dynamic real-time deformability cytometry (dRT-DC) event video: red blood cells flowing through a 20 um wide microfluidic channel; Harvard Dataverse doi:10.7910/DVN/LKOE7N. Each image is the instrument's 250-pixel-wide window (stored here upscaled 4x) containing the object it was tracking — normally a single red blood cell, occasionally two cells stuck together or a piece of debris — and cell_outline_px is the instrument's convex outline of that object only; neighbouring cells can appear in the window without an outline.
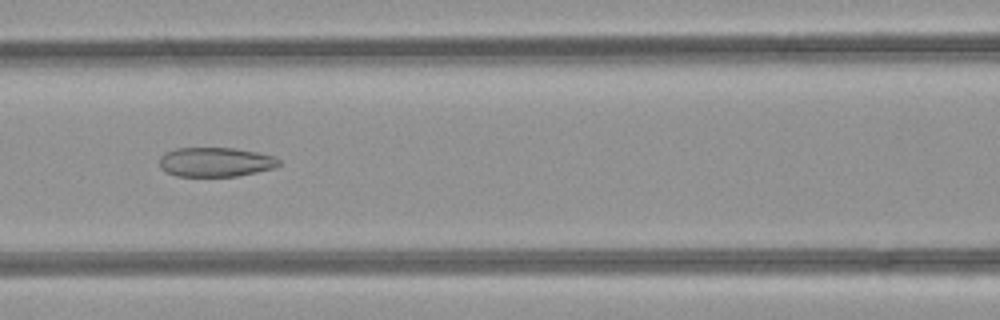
{"species": "common noctule bat (a hibernating species)", "species_latin": "Nyctalus noctula", "temperature_condition": "room temperature", "stored_images_in_passage": 48, "camera_frame_rate_fps": 3000, "um_per_image_px": 0.085, "animal": {"sex": "female", "body_mass_g": 21.9}, "frame": {"image": 1, "passage_image": 21, "time_ms": 6.667, "image_size_px": [1000, 320], "cell_outline_px": [[280, 164], [276, 168], [236, 176], [176, 176], [164, 172], [160, 168], [160, 156], [176, 148], [232, 148], [256, 152], [272, 156], [280, 160]], "centroid_in_image_um": [18.3, 13.78], "position_along_channel_um": 148.3, "area_um2": 20.4}}
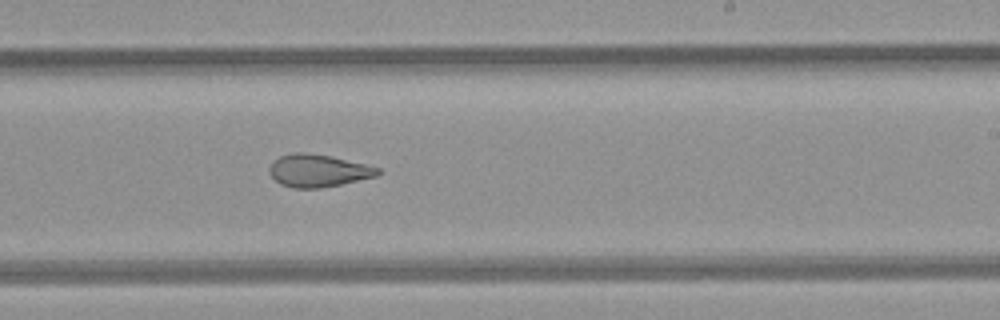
{"frame": {"image": 2, "passage_image": 29, "time_ms": 9.333, "image_size_px": [1000, 320], "cell_outline_px": [[380, 172], [376, 176], [340, 184], [320, 188], [292, 188], [280, 184], [268, 172], [268, 168], [280, 156], [296, 152], [304, 152], [332, 156], [380, 168]], "centroid_in_image_um": [27.02, 14.5], "position_along_channel_um": 262.0, "area_um2": 20.35}}
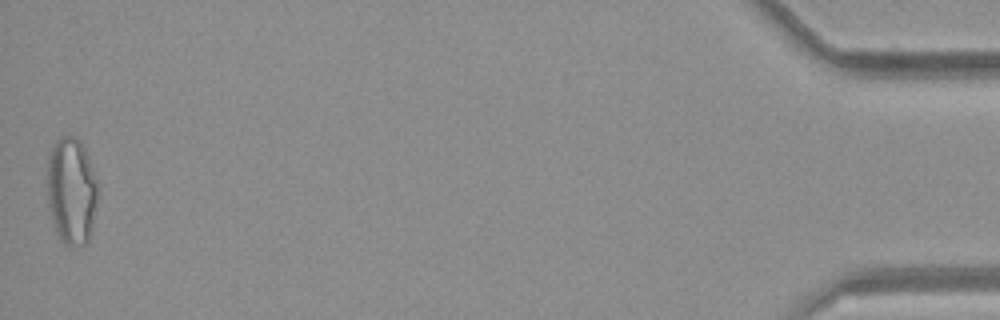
{"frame": {"image": 3, "passage_image": 48, "time_ms": 15.667, "image_size_px": [1000, 320], "cell_outline_px": [[96, 200], [92, 228], [88, 244], [64, 244], [56, 232], [48, 208], [48, 156], [56, 140], [60, 136], [76, 136], [80, 140], [88, 156], [96, 180]], "centroid_in_image_um": [6.06, 16.21], "position_along_channel_um": 429.1, "area_um2": 31.27}, "authors_computed_cell_mechanics": {"area_um2": 24.7673, "velocity_mm_per_s": 4.2693, "shape_relaxation_time_tau1_ms": null, "shape_relaxation_time_tau2_ms": 2.5691, "deformation_change_tau1": null, "deformation_change_tau2": 0.1143}}